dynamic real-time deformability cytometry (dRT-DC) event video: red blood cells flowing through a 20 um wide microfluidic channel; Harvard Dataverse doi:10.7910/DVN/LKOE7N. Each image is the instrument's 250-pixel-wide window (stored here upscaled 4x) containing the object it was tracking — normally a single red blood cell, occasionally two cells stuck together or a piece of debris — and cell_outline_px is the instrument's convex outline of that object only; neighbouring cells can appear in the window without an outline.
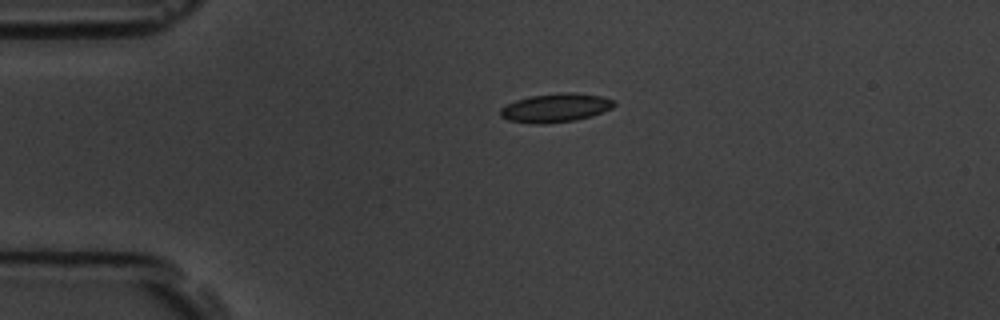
{"species": "common noctule bat (a hibernating species)", "species_latin": "Nyctalus noctula", "temperature_condition": "room temperature", "stored_images_in_passage": 2, "camera_frame_rate_fps": 3000, "um_per_image_px": 0.085, "animal": {"sex": "male", "body_mass_g": 19.5, "forearm_length_mm": 54.6}, "frame": {"image": 1, "passage_image": 1, "time_ms": 0.0, "image_size_px": [1000, 320], "cell_outline_px": [[616, 104], [612, 108], [592, 116], [576, 120], [540, 124], [536, 124], [508, 120], [500, 116], [500, 108], [516, 100], [528, 96], [564, 92], [572, 92], [600, 96], [616, 100]], "centroid_in_image_um": [47.24, 9.16], "position_along_channel_um": 37.8, "area_um2": 19.07}}